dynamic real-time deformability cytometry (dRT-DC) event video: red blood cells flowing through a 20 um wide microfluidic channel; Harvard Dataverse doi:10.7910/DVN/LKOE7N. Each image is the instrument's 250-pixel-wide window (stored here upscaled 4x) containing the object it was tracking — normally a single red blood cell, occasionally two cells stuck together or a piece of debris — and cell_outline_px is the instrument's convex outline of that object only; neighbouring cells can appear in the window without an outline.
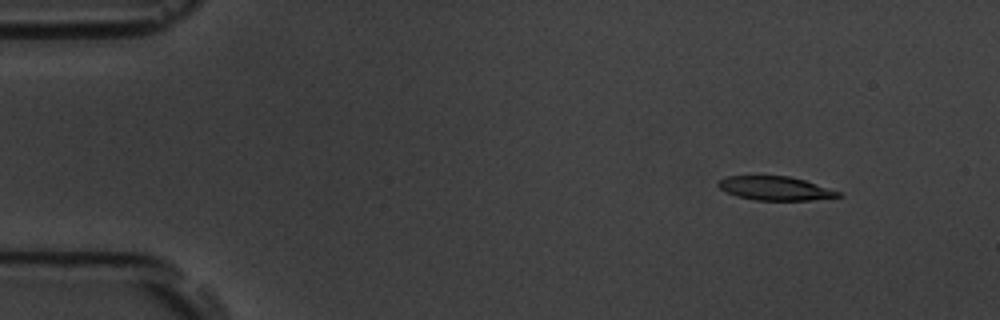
{"species": "common noctule bat (a hibernating species)", "species_latin": "Nyctalus noctula", "temperature_condition": "room temperature", "stored_images_in_passage": 53, "camera_frame_rate_fps": 3000, "um_per_image_px": 0.085, "animal": {"sex": "male", "body_mass_g": 19.5, "forearm_length_mm": 54.6}, "frame": {"image": 1, "passage_image": 5, "time_ms": 1.333, "image_size_px": [1000, 320], "cell_outline_px": [[844, 196], [812, 200], [756, 200], [736, 196], [720, 188], [716, 184], [720, 180], [728, 176], [788, 176], [804, 180], [840, 192]], "centroid_in_image_um": [65.9, 16.01], "position_along_channel_um": 19.1, "area_um2": 16.47}}
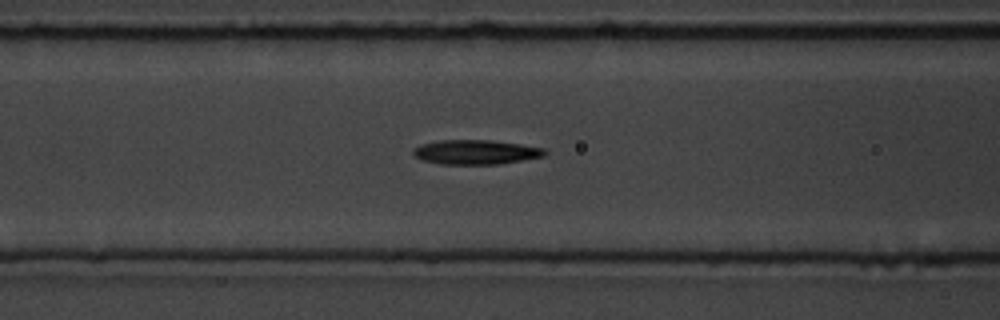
{"frame": {"image": 2, "passage_image": 21, "time_ms": 6.667, "image_size_px": [1000, 320], "cell_outline_px": [[548, 152], [544, 156], [500, 164], [440, 164], [424, 160], [416, 156], [412, 152], [412, 148], [420, 144], [440, 140], [488, 140], [520, 144], [544, 148]], "centroid_in_image_um": [40.43, 12.92], "position_along_channel_um": 126.2, "area_um2": 18.73}}
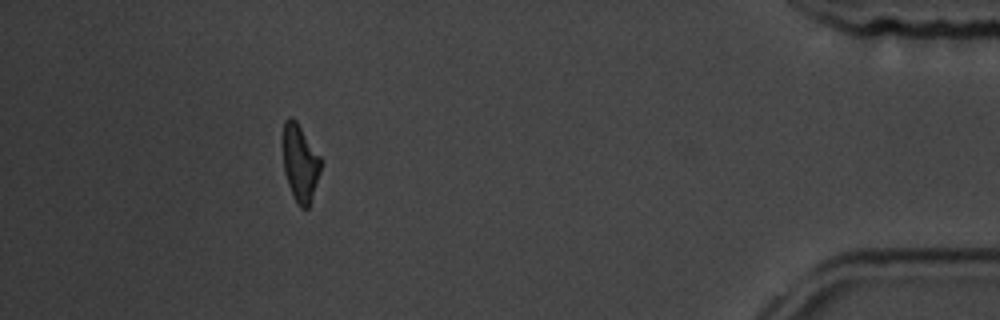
{"frame": {"image": 3, "passage_image": 48, "time_ms": 15.667, "image_size_px": [1000, 320], "cell_outline_px": [[320, 172], [308, 208], [300, 208], [296, 204], [292, 196], [284, 172], [284, 120], [288, 116], [292, 116], [296, 120], [320, 156]], "centroid_in_image_um": [25.5, 13.86], "position_along_channel_um": 409.7, "area_um2": 16.76}, "authors_computed_cell_mechanics": {"area_um2": 18.0336, "velocity_mm_per_s": 3.7849, "shape_relaxation_time_tau1_ms": 2.7366, "shape_relaxation_time_tau2_ms": 8.082, "deformation_change_tau1": 0.163, "deformation_change_tau2": 0.2144}}